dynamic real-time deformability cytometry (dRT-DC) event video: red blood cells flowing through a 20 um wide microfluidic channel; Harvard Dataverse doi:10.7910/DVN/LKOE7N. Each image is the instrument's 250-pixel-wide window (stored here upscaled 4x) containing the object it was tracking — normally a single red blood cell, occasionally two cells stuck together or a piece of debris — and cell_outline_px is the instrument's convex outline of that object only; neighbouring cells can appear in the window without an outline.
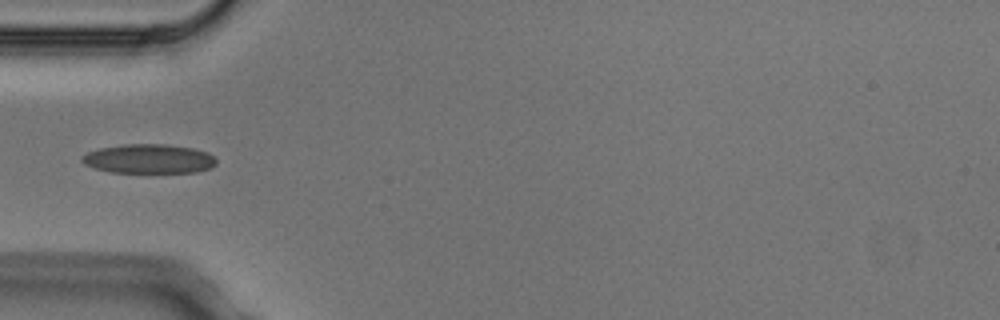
{"species": "Egyptian fruit bat (a non-hibernating species)", "species_latin": "Rousettus aegyptiacus", "temperature_condition": "cold", "stored_images_in_passage": 5, "camera_frame_rate_fps": 3000, "um_per_image_px": 0.085, "animal": {"sex": "male"}, "frame": {"image": 1, "passage_image": 5, "time_ms": 1.333, "image_size_px": [1000, 320], "cell_outline_px": [[216, 164], [212, 168], [196, 172], [108, 172], [84, 164], [80, 160], [80, 156], [88, 152], [100, 148], [124, 144], [164, 144], [192, 148], [208, 152], [216, 160]], "centroid_in_image_um": [12.64, 13.5], "position_along_channel_um": 72.4, "area_um2": 22.89}}